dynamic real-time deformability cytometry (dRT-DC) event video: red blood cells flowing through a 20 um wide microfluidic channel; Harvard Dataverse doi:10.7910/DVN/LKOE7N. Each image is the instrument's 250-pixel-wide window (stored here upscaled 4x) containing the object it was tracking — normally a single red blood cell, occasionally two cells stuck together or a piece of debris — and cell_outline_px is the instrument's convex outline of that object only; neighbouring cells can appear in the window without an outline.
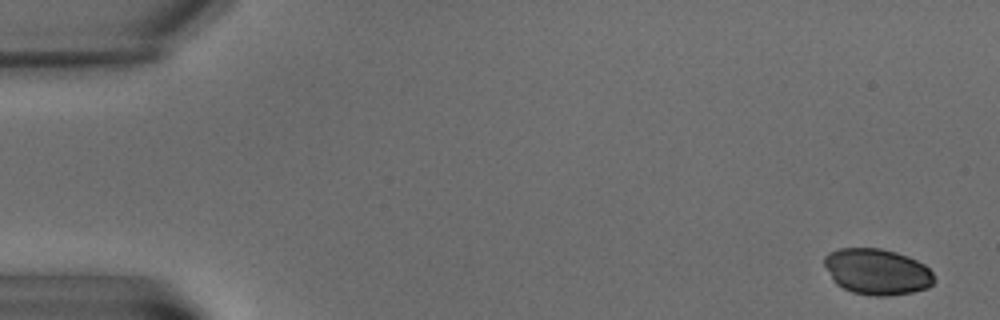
{"species": "common noctule bat (a hibernating species)", "species_latin": "Nyctalus noctula", "temperature_condition": "warm", "stored_images_in_passage": 7, "camera_frame_rate_fps": 3000, "um_per_image_px": 0.085, "animal": {"sex": "male", "body_mass_g": 15.6}, "frame": {"image": 1, "passage_image": 1, "time_ms": 0.0, "image_size_px": [1000, 320], "cell_outline_px": [[936, 280], [928, 288], [912, 292], [888, 296], [872, 296], [852, 292], [836, 284], [832, 280], [824, 264], [824, 256], [828, 252], [840, 248], [880, 248], [896, 252], [908, 256], [924, 264], [932, 272]], "centroid_in_image_um": [74.55, 23.09], "position_along_channel_um": 10.5, "area_um2": 29.65}}